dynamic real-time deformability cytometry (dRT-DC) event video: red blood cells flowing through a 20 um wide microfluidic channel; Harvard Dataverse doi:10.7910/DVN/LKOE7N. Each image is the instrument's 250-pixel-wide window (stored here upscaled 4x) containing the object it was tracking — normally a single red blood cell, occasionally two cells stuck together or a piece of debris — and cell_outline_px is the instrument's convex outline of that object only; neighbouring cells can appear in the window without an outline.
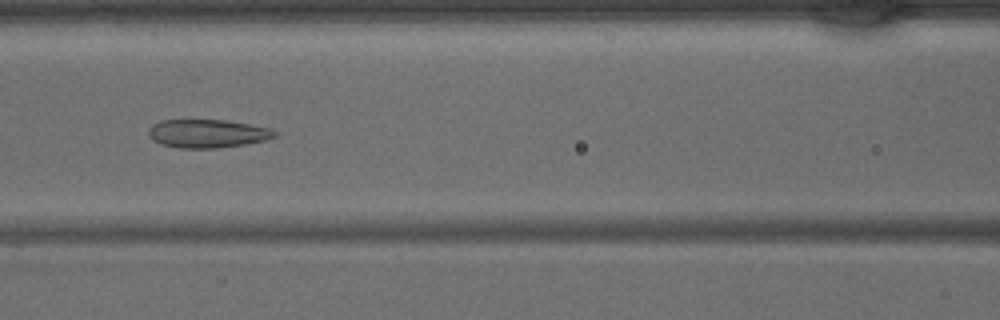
{"species": "common noctule bat (a hibernating species)", "species_latin": "Nyctalus noctula", "temperature_condition": "warm", "stored_images_in_passage": 43, "camera_frame_rate_fps": 3000, "um_per_image_px": 0.085, "animal": {"sex": "male", "body_mass_g": 15.6}, "frame": {"image": 1, "passage_image": 19, "time_ms": 6.0, "image_size_px": [1000, 320], "cell_outline_px": [[280, 132], [276, 136], [264, 140], [244, 144], [216, 148], [180, 148], [160, 144], [152, 140], [148, 136], [148, 128], [152, 124], [160, 120], [224, 120], [248, 124], [268, 128]], "centroid_in_image_um": [17.58, 11.35], "position_along_channel_um": 149.0, "area_um2": 20.87}}
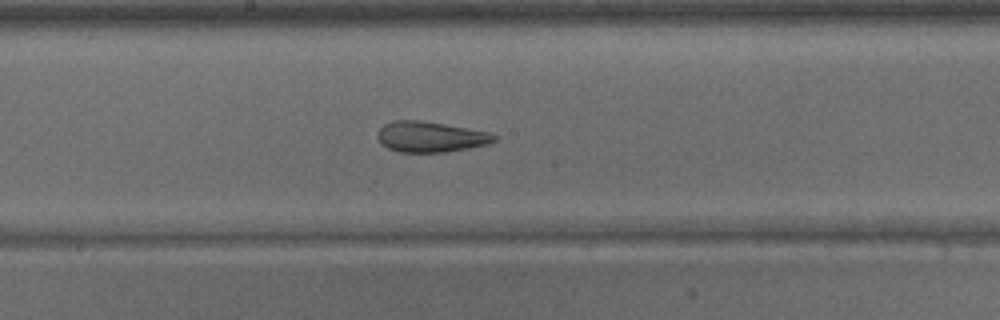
{"frame": {"image": 2, "passage_image": 23, "time_ms": 7.333, "image_size_px": [1000, 320], "cell_outline_px": [[496, 140], [488, 144], [468, 148], [444, 152], [400, 152], [388, 148], [376, 136], [380, 128], [384, 124], [396, 120], [424, 120], [468, 128], [488, 132], [496, 136]], "centroid_in_image_um": [36.59, 11.62], "position_along_channel_um": 211.6, "area_um2": 20.69}}
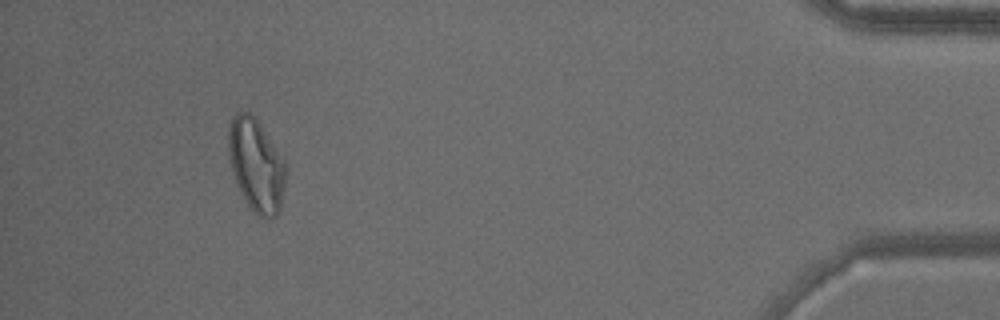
{"frame": {"image": 3, "passage_image": 40, "time_ms": 13.0, "image_size_px": [1000, 320], "cell_outline_px": [[288, 168], [280, 208], [272, 216], [260, 216], [248, 204], [240, 192], [236, 184], [232, 172], [228, 156], [228, 128], [232, 116], [236, 112], [248, 112], [256, 120], [284, 160]], "centroid_in_image_um": [21.75, 14.01], "position_along_channel_um": 413.4, "area_um2": 30.52}}